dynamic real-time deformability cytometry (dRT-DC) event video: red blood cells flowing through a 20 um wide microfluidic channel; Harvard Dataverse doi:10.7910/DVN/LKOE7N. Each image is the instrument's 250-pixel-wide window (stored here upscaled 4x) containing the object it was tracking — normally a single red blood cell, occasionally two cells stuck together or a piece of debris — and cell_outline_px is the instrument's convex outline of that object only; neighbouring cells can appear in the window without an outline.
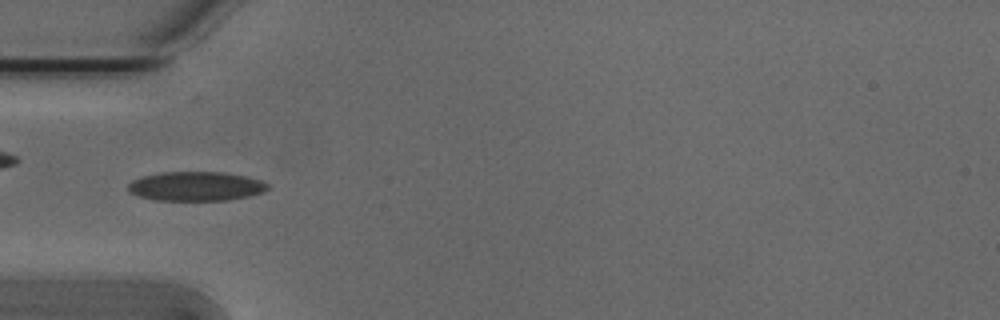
{"species": "Egyptian fruit bat (a non-hibernating species)", "species_latin": "Rousettus aegyptiacus", "temperature_condition": "cold", "stored_images_in_passage": 53, "camera_frame_rate_fps": 3000, "um_per_image_px": 0.085, "animal": {"sex": "male"}, "frame": {"image": 1, "passage_image": 16, "time_ms": 5.0, "image_size_px": [1000, 320], "cell_outline_px": [[268, 188], [264, 192], [248, 196], [228, 200], [156, 200], [136, 196], [128, 192], [128, 184], [132, 180], [144, 176], [160, 172], [224, 172], [244, 176], [260, 180], [268, 184]], "centroid_in_image_um": [16.62, 15.83], "position_along_channel_um": 68.4, "area_um2": 23.81}}
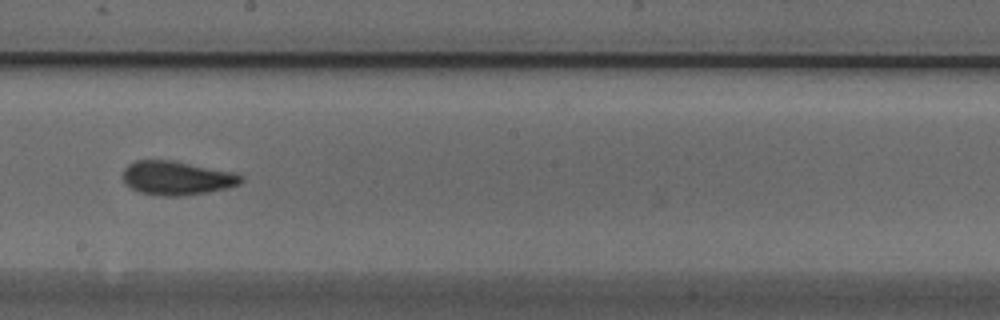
{"frame": {"image": 2, "passage_image": 29, "time_ms": 9.333, "image_size_px": [1000, 320], "cell_outline_px": [[244, 180], [240, 184], [208, 192], [176, 196], [164, 196], [140, 192], [132, 188], [124, 180], [124, 168], [128, 164], [136, 160], [172, 160], [236, 172], [244, 176]], "centroid_in_image_um": [15.08, 15.11], "position_along_channel_um": 233.1, "area_um2": 23.24}}
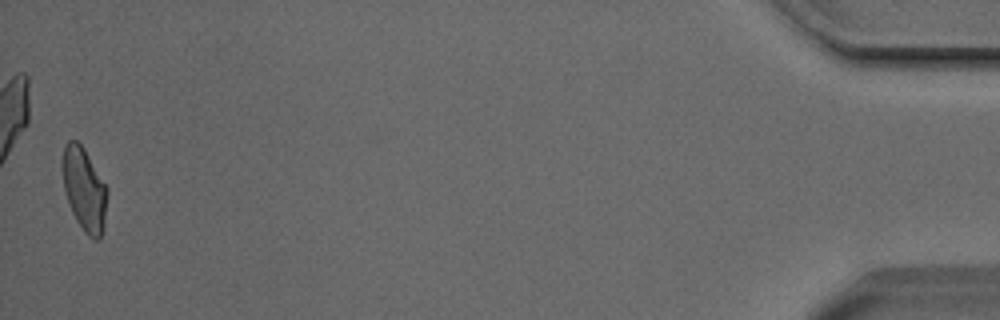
{"frame": {"image": 3, "passage_image": 52, "time_ms": 17.0, "image_size_px": [1000, 320], "cell_outline_px": [[108, 192], [104, 228], [100, 240], [92, 240], [84, 232], [76, 220], [68, 204], [64, 188], [60, 164], [64, 144], [68, 140], [76, 140], [84, 148], [108, 188]], "centroid_in_image_um": [7.15, 16.1], "position_along_channel_um": 428.0, "area_um2": 22.31}, "authors_computed_cell_mechanics": {"area_um2": 22.3108, "velocity_mm_per_s": 3.808, "shape_relaxation_time_tau1_ms": 4.9874, "shape_relaxation_time_tau2_ms": 1.7888, "deformation_change_tau1": 0.1432, "deformation_change_tau2": 0.0667}}